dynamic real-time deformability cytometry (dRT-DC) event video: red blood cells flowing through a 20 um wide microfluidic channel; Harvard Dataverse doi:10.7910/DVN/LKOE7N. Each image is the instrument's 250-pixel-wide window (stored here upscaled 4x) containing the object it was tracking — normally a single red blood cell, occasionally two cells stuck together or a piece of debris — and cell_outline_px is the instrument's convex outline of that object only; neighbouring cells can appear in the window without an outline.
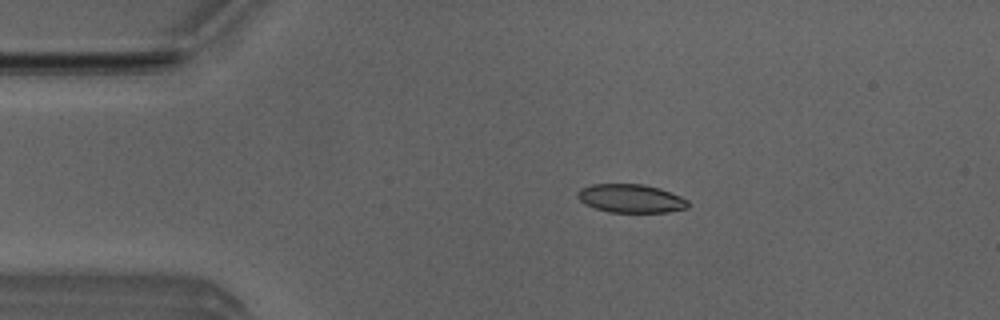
{"species": "Egyptian fruit bat (a non-hibernating species)", "species_latin": "Rousettus aegyptiacus", "temperature_condition": "room temperature", "stored_images_in_passage": 51, "camera_frame_rate_fps": 3000, "um_per_image_px": 0.085, "animal": {"sex": "male"}, "frame": {"image": 1, "passage_image": 9, "time_ms": 2.667, "image_size_px": [1000, 320], "cell_outline_px": [[688, 208], [668, 212], [608, 212], [584, 204], [576, 196], [576, 192], [580, 188], [592, 184], [644, 184], [660, 188], [680, 196], [688, 200]], "centroid_in_image_um": [53.6, 16.86], "position_along_channel_um": 31.4, "area_um2": 18.44}}
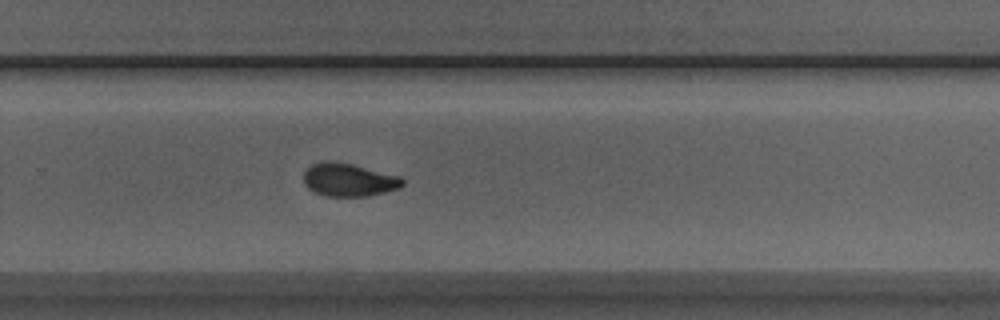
{"frame": {"image": 2, "passage_image": 33, "time_ms": 10.667, "image_size_px": [1000, 320], "cell_outline_px": [[404, 184], [400, 188], [368, 196], [324, 196], [308, 188], [304, 184], [304, 172], [312, 164], [324, 160], [332, 160], [352, 164], [400, 176], [404, 180]], "centroid_in_image_um": [29.64, 15.28], "position_along_channel_um": 300.2, "area_um2": 19.13}}
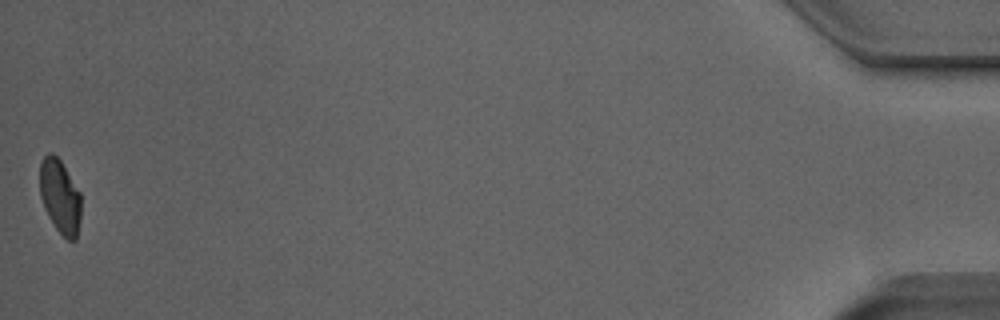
{"frame": {"image": 3, "passage_image": 51, "time_ms": 16.667, "image_size_px": [1000, 320], "cell_outline_px": [[80, 220], [76, 240], [68, 240], [56, 228], [48, 216], [44, 208], [40, 196], [40, 160], [48, 152], [52, 152], [60, 160], [80, 192]], "centroid_in_image_um": [5.09, 16.68], "position_along_channel_um": 430.1, "area_um2": 17.74}, "authors_computed_cell_mechanics": {"area_um2": 19.0162, "velocity_mm_per_s": 3.9014, "shape_relaxation_time_tau1_ms": 3.4716, "shape_relaxation_time_tau2_ms": 1.9549, "deformation_change_tau1": 0.1101, "deformation_change_tau2": 0.0656}}